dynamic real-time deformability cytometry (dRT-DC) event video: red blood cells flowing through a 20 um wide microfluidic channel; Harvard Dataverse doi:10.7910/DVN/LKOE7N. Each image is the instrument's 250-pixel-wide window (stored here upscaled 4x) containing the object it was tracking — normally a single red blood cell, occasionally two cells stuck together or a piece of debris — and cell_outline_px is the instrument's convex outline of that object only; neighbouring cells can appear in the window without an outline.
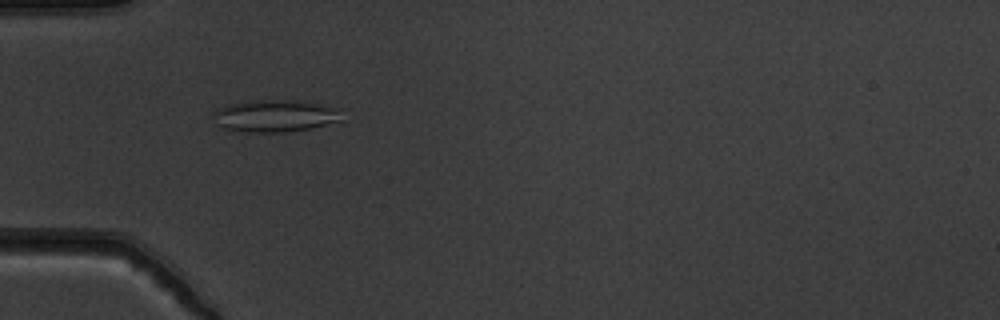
{"species": "common noctule bat (a hibernating species)", "species_latin": "Nyctalus noctula", "temperature_condition": "warm", "stored_images_in_passage": 54, "camera_frame_rate_fps": 3000, "um_per_image_px": 0.085, "animal": {"sex": "male", "body_mass_g": 19.5, "forearm_length_mm": 54.6}, "frame": {"image": 1, "passage_image": 18, "time_ms": 5.667, "image_size_px": [1000, 320], "cell_outline_px": [[340, 120], [308, 128], [284, 132], [248, 132], [224, 128], [216, 124], [212, 112], [216, 108], [224, 104], [248, 100], [284, 100], [340, 108]], "centroid_in_image_um": [23.24, 9.84], "position_along_channel_um": 61.8, "area_um2": 23.7}}
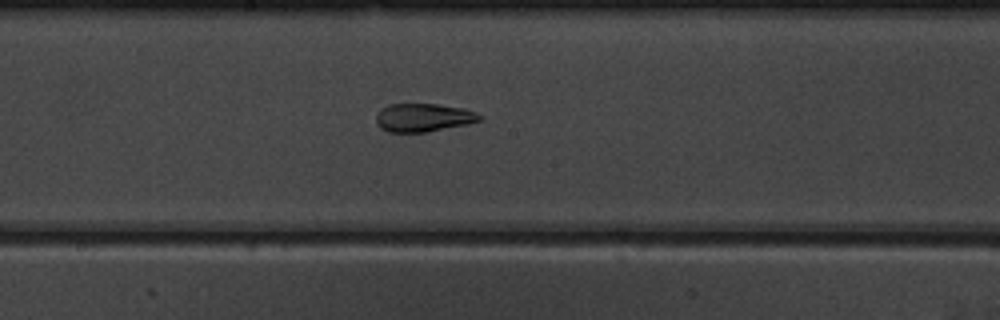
{"frame": {"image": 2, "passage_image": 30, "time_ms": 9.667, "image_size_px": [1000, 320], "cell_outline_px": [[484, 116], [480, 120], [468, 124], [428, 132], [388, 132], [380, 128], [376, 124], [376, 116], [380, 108], [388, 104], [436, 104], [464, 108], [476, 112]], "centroid_in_image_um": [35.98, 9.99], "position_along_channel_um": 212.2, "area_um2": 17.28}}
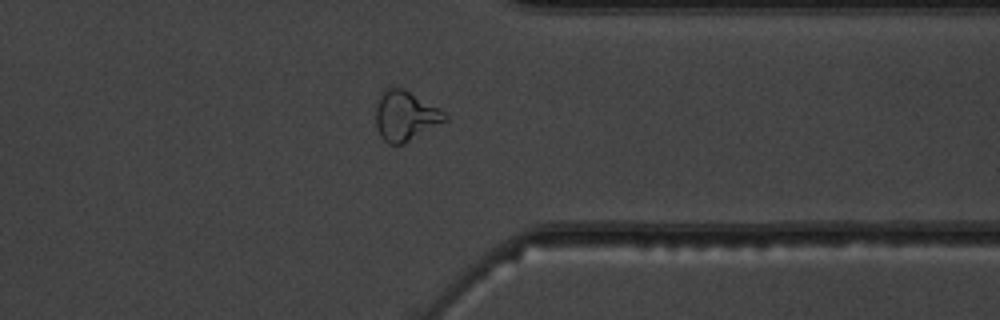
{"frame": {"image": 3, "passage_image": 43, "time_ms": 14.0, "image_size_px": [1000, 320], "cell_outline_px": [[448, 120], [404, 144], [388, 144], [380, 136], [376, 128], [376, 108], [380, 96], [384, 88], [404, 88], [440, 108], [448, 116]], "centroid_in_image_um": [34.47, 9.86], "position_along_channel_um": 376.9, "area_um2": 20.23}, "authors_computed_cell_mechanics": {"area_um2": 21.5305, "velocity_mm_per_s": 3.8717, "shape_relaxation_time_tau1_ms": null, "shape_relaxation_time_tau2_ms": 1.7076, "deformation_change_tau1": null, "deformation_change_tau2": 0.0824}}